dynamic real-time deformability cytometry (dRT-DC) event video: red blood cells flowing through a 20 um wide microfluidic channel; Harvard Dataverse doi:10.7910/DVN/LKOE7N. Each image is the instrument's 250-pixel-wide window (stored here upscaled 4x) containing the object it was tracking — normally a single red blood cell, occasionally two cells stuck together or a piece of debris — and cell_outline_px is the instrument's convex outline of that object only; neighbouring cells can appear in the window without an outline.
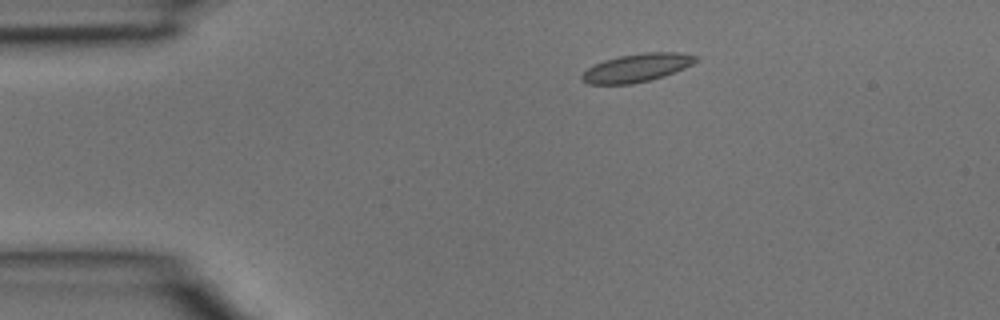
{"species": "common noctule bat (a hibernating species)", "species_latin": "Nyctalus noctula", "temperature_condition": "room temperature", "stored_images_in_passage": 3, "camera_frame_rate_fps": 3000, "um_per_image_px": 0.085, "animal": {"sex": "male", "body_mass_g": 15.6}, "frame": {"image": 1, "passage_image": 2, "time_ms": 0.333, "image_size_px": [1000, 320], "cell_outline_px": [[700, 60], [684, 68], [664, 76], [632, 84], [588, 84], [580, 80], [580, 76], [588, 68], [604, 60], [620, 56], [644, 52], [680, 52], [700, 56]], "centroid_in_image_um": [54.16, 5.75], "position_along_channel_um": 30.8, "area_um2": 18.79}}